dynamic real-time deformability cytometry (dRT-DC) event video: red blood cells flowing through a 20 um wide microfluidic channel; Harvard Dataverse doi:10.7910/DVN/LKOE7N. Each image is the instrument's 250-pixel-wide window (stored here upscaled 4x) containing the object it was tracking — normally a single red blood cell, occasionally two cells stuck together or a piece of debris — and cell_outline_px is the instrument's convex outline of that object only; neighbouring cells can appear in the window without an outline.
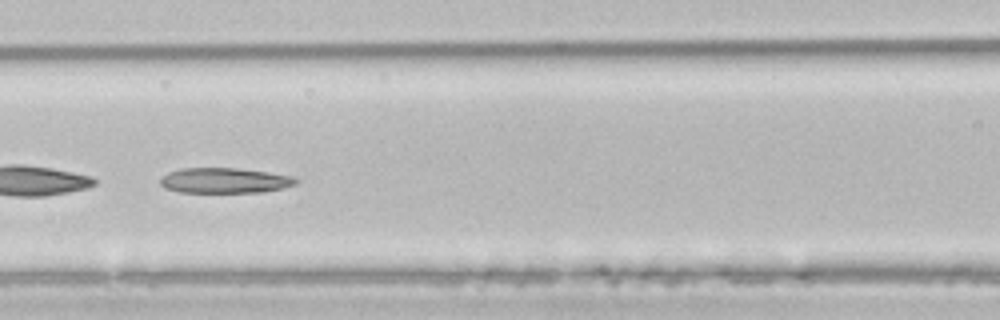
{"species": "common noctule bat (a hibernating species)", "species_latin": "Nyctalus noctula", "temperature_condition": "room temperature", "stored_images_in_passage": 50, "camera_frame_rate_fps": 3000, "um_per_image_px": 0.085, "animal": {"sex": "male", "body_mass_g": 21.5, "forearm_length_mm": 52.0}, "frame": {"image": 1, "passage_image": 22, "time_ms": 7.0, "image_size_px": [1000, 320], "cell_outline_px": [[300, 180], [296, 184], [284, 188], [260, 192], [180, 192], [164, 188], [160, 184], [160, 176], [168, 172], [180, 168], [236, 168], [268, 172], [292, 176]], "centroid_in_image_um": [19.07, 15.34], "position_along_channel_um": 147.5, "area_um2": 20.11}}
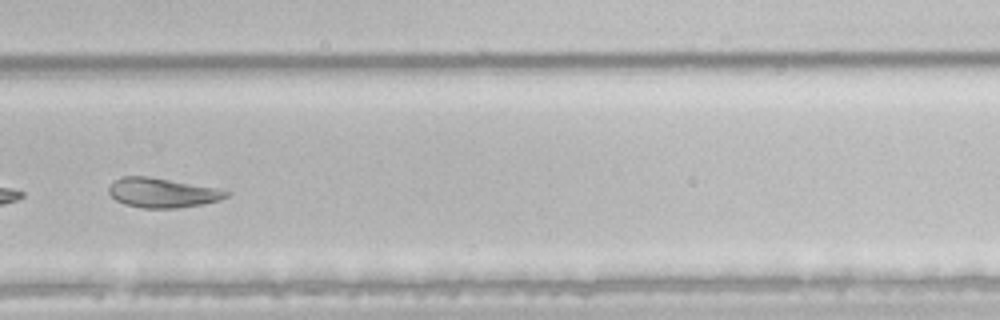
{"frame": {"image": 2, "passage_image": 35, "time_ms": 11.333, "image_size_px": [1000, 320], "cell_outline_px": [[228, 196], [220, 200], [204, 204], [176, 208], [140, 208], [124, 204], [116, 200], [108, 192], [108, 184], [112, 180], [120, 176], [148, 176], [216, 188], [228, 192]], "centroid_in_image_um": [13.72, 16.38], "position_along_channel_um": 316.1, "area_um2": 20.35}, "authors_computed_cell_mechanics": {"area_um2": 26.8481, "velocity_mm_per_s": 3.9048, "shape_relaxation_time_tau1_ms": null, "shape_relaxation_time_tau2_ms": 2.5553, "deformation_change_tau1": null, "deformation_change_tau2": 0.0862}}